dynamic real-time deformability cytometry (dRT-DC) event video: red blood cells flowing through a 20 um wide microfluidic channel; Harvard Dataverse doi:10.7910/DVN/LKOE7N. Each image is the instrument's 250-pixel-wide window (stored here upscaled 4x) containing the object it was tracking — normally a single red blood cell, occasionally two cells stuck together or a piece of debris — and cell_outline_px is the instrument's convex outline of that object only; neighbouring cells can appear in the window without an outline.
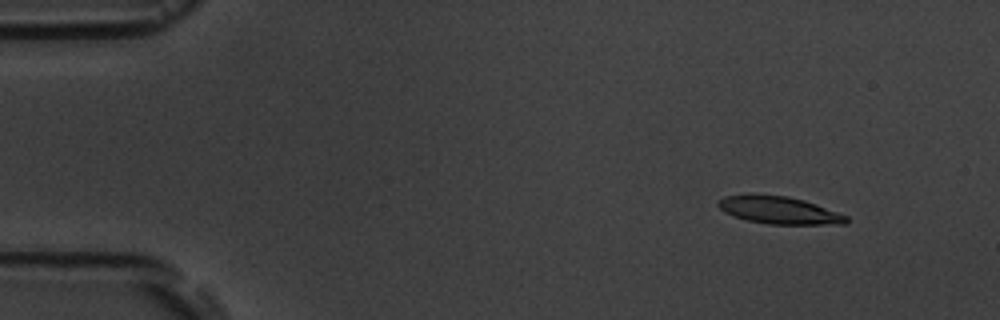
{"species": "common noctule bat (a hibernating species)", "species_latin": "Nyctalus noctula", "temperature_condition": "room temperature", "stored_images_in_passage": 5, "camera_frame_rate_fps": 3000, "um_per_image_px": 0.085, "animal": {"sex": "male", "body_mass_g": 19.5, "forearm_length_mm": 54.6}, "frame": {"image": 1, "passage_image": 1, "time_ms": 0.0, "image_size_px": [1000, 320], "cell_outline_px": [[848, 224], [768, 224], [748, 220], [732, 216], [724, 212], [716, 204], [724, 196], [788, 196], [804, 200], [816, 204], [848, 216]], "centroid_in_image_um": [66.27, 17.9], "position_along_channel_um": 18.7, "area_um2": 20.0}}
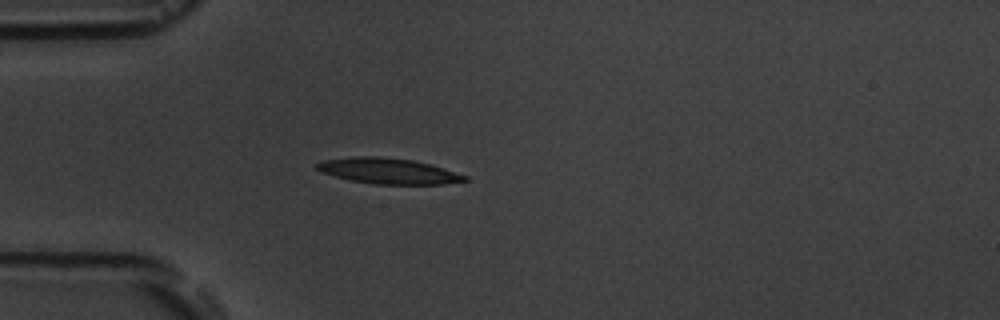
{"frame": {"image": 2, "passage_image": 4, "time_ms": 3.333, "image_size_px": [1000, 320], "cell_outline_px": [[468, 180], [444, 184], [376, 184], [352, 180], [320, 172], [316, 168], [316, 164], [320, 160], [352, 156], [376, 156], [412, 160], [444, 168], [468, 176]], "centroid_in_image_um": [32.98, 14.52], "position_along_channel_um": 52.0, "area_um2": 22.02}}